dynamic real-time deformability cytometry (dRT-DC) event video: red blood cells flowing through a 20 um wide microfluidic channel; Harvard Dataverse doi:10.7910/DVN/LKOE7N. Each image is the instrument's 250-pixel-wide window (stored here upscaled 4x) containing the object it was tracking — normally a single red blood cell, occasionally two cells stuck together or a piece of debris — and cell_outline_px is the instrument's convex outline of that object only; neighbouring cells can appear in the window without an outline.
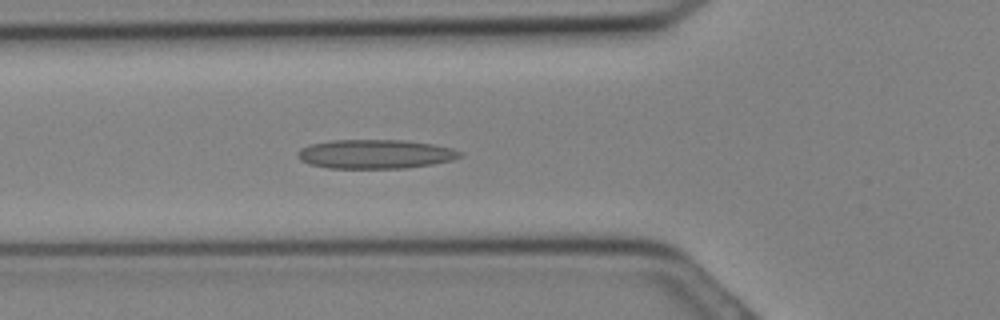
{"species": "Egyptian fruit bat (a non-hibernating species)", "species_latin": "Rousettus aegyptiacus", "temperature_condition": "cold", "stored_images_in_passage": 8, "camera_frame_rate_fps": 3000, "um_per_image_px": 0.085, "animal": {"sex": "female"}, "frame": {"image": 1, "passage_image": 4, "time_ms": 1.0, "image_size_px": [1000, 320], "cell_outline_px": [[464, 152], [460, 156], [452, 160], [432, 164], [404, 168], [328, 168], [308, 164], [300, 160], [296, 156], [296, 152], [300, 148], [308, 144], [328, 140], [404, 140], [432, 144], [452, 148]], "centroid_in_image_um": [31.84, 13.09], "position_along_channel_um": 94.0, "area_um2": 27.74}}
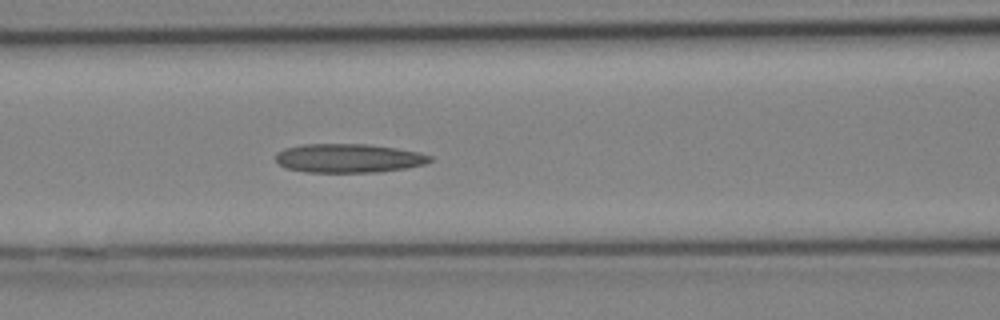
{"frame": {"image": 2, "passage_image": 6, "time_ms": 1.667, "image_size_px": [1000, 320], "cell_outline_px": [[432, 160], [424, 164], [404, 168], [376, 172], [304, 172], [284, 168], [276, 160], [276, 152], [284, 148], [300, 144], [368, 144], [396, 148], [420, 152], [432, 156]], "centroid_in_image_um": [29.59, 13.44], "position_along_channel_um": 137.0, "area_um2": 26.07}}
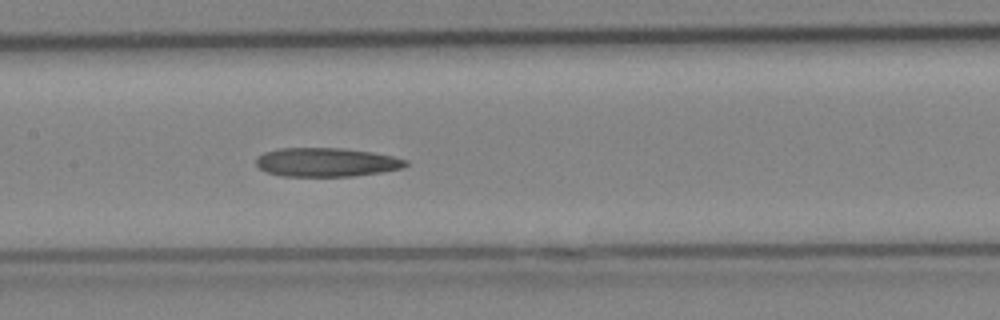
{"frame": {"image": 3, "passage_image": 8, "time_ms": 2.333, "image_size_px": [1000, 320], "cell_outline_px": [[408, 164], [400, 168], [380, 172], [352, 176], [280, 176], [268, 172], [260, 168], [256, 164], [256, 156], [264, 152], [280, 148], [344, 148], [372, 152], [392, 156], [408, 160]], "centroid_in_image_um": [27.71, 13.78], "position_along_channel_um": 179.7, "area_um2": 25.09}}